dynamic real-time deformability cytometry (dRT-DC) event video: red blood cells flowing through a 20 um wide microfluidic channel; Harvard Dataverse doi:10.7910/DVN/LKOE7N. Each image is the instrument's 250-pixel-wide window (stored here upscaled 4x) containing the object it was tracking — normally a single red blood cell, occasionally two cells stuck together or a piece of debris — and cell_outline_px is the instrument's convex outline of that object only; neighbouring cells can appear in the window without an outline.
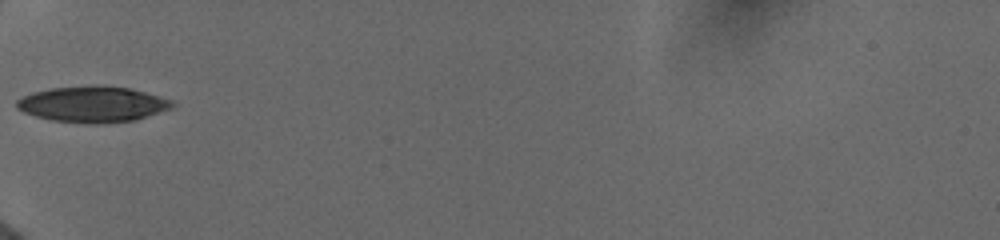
{"species": "human", "species_latin": "Homo sapiens", "temperature_condition": "cold", "stored_images_in_passage": 25, "camera_frame_rate_fps": 3000, "um_per_image_px": 0.085, "donor": {"sex": "female"}, "frame": {"image": 1, "passage_image": 1, "time_ms": 0.0, "image_size_px": [1000, 240], "cell_outline_px": [[176, 104], [172, 108], [136, 120], [104, 124], [84, 124], [52, 120], [36, 116], [24, 112], [16, 108], [16, 100], [32, 92], [52, 88], [132, 88], [172, 100]], "centroid_in_image_um": [7.9, 8.91], "position_along_channel_um": 77.1, "area_um2": 31.85}}
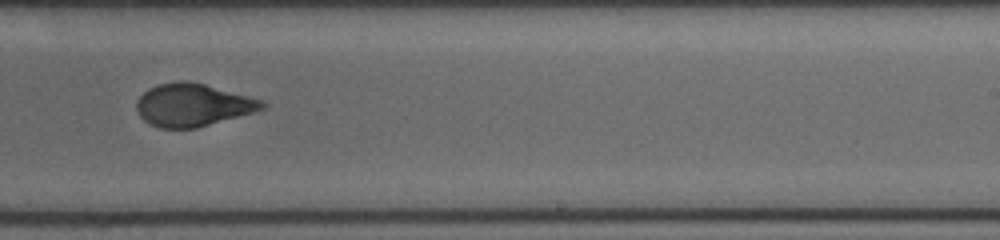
{"frame": {"image": 2, "passage_image": 14, "time_ms": 5.0, "image_size_px": [1000, 240], "cell_outline_px": [[264, 108], [252, 112], [196, 128], [160, 128], [148, 124], [140, 116], [136, 108], [136, 100], [148, 88], [156, 84], [176, 80], [180, 80], [204, 84], [264, 100]], "centroid_in_image_um": [16.33, 8.91], "position_along_channel_um": 272.7, "area_um2": 31.1}}
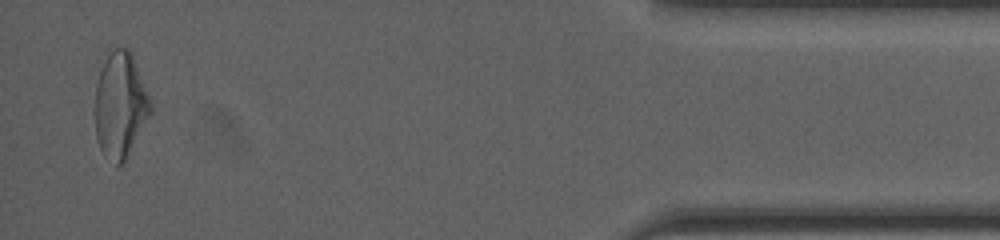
{"frame": {"image": 3, "passage_image": 25, "time_ms": 10.333, "image_size_px": [1000, 240], "cell_outline_px": [[152, 112], [124, 160], [120, 164], [116, 164], [104, 156], [100, 148], [96, 136], [96, 84], [104, 48], [128, 48], [132, 52], [152, 104]], "centroid_in_image_um": [10.2, 8.82], "position_along_channel_um": 425.0, "area_um2": 34.45}, "authors_computed_cell_mechanics": {"area_um2": 32.079, "velocity_mm_per_s": 3.9457, "shape_relaxation_time_tau1_ms": 5.2191, "shape_relaxation_time_tau2_ms": 1.1815, "deformation_change_tau1": 0.2096, "deformation_change_tau2": 0.0725}}